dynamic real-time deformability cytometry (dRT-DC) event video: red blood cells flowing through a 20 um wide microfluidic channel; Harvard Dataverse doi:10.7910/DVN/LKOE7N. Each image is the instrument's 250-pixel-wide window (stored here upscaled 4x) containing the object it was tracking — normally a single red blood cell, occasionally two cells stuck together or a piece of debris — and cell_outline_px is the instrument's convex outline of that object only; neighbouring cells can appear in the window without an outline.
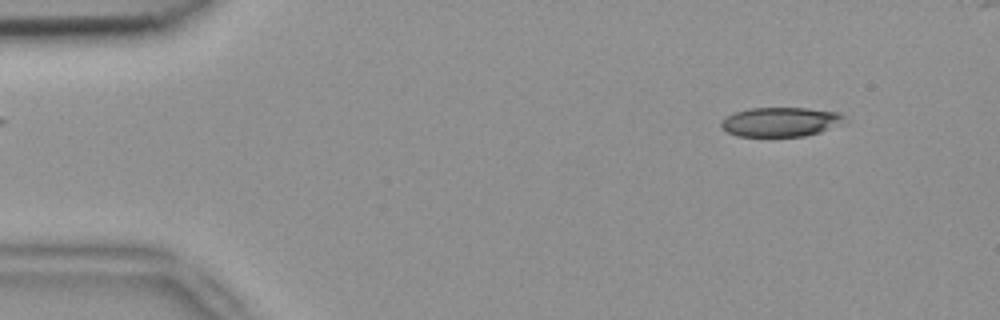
{"species": "common noctule bat (a hibernating species)", "species_latin": "Nyctalus noctula", "temperature_condition": "room temperature", "stored_images_in_passage": 5, "camera_frame_rate_fps": 3000, "um_per_image_px": 0.085, "animal": {"sex": "female", "body_mass_g": 18.4}, "frame": {"image": 1, "passage_image": 1, "time_ms": 0.0, "image_size_px": [1000, 320], "cell_outline_px": [[844, 116], [840, 124], [820, 132], [804, 136], [736, 136], [728, 132], [720, 124], [720, 120], [736, 112], [748, 108], [808, 108], [840, 112]], "centroid_in_image_um": [66.33, 10.35], "position_along_channel_um": 18.7, "area_um2": 20.92}}
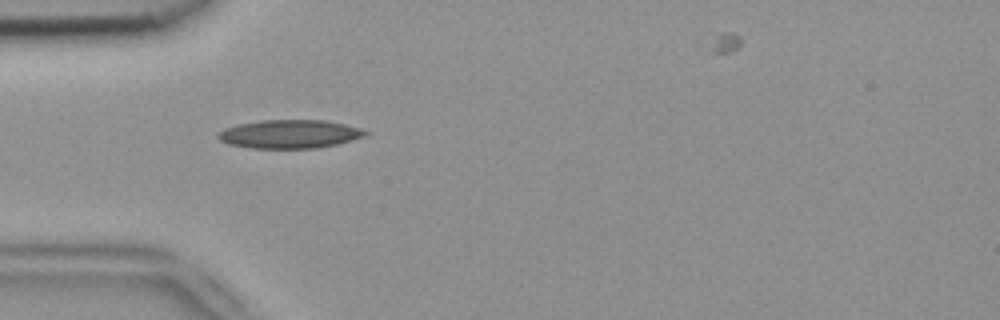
{"frame": {"image": 2, "passage_image": 3, "time_ms": 0.667, "image_size_px": [1000, 320], "cell_outline_px": [[368, 132], [364, 136], [336, 144], [316, 148], [252, 148], [228, 144], [220, 140], [216, 136], [224, 128], [236, 124], [260, 120], [324, 120], [344, 124], [360, 128]], "centroid_in_image_um": [24.57, 11.39], "position_along_channel_um": 60.4, "area_um2": 24.33}}